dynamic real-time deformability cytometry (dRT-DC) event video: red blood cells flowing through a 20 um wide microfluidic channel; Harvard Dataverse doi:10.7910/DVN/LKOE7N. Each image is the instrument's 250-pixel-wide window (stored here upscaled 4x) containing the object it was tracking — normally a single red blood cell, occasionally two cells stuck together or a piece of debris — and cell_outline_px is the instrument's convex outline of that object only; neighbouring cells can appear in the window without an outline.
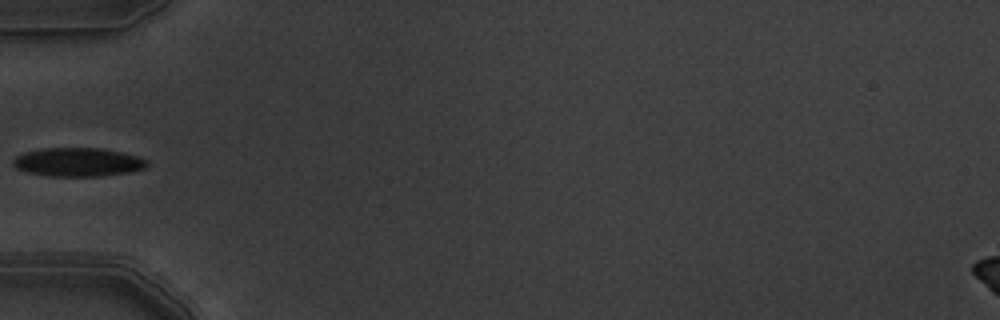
{"species": "common noctule bat (a hibernating species)", "species_latin": "Nyctalus noctula", "temperature_condition": "warm", "stored_images_in_passage": 6, "camera_frame_rate_fps": 3000, "um_per_image_px": 0.085, "animal": {"sex": "male", "body_mass_g": 19.5, "forearm_length_mm": 54.6}, "frame": {"image": 1, "passage_image": 6, "time_ms": 1.667, "image_size_px": [1000, 320], "cell_outline_px": [[148, 164], [144, 168], [128, 172], [100, 176], [48, 176], [28, 172], [16, 168], [12, 164], [12, 160], [16, 156], [24, 152], [44, 148], [100, 148], [120, 152], [136, 156], [148, 160]], "centroid_in_image_um": [6.59, 13.78], "position_along_channel_um": 78.4, "area_um2": 22.25}}